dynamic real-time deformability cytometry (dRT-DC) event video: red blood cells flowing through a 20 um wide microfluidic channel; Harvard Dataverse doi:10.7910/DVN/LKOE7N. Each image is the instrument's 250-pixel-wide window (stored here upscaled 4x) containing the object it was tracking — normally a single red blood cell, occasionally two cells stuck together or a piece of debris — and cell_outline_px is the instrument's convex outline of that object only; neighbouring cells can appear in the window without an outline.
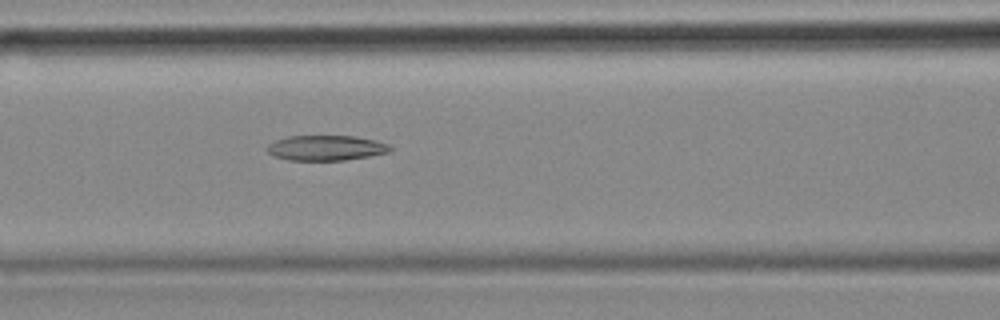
{"species": "common noctule bat (a hibernating species)", "species_latin": "Nyctalus noctula", "temperature_condition": "cold", "stored_images_in_passage": 36, "camera_frame_rate_fps": 3000, "um_per_image_px": 0.085, "animal": {"sex": "female", "body_mass_g": 18.4}, "frame": {"image": 1, "passage_image": 11, "time_ms": 3.333, "image_size_px": [1000, 320], "cell_outline_px": [[392, 152], [344, 160], [288, 160], [276, 156], [268, 152], [264, 148], [268, 144], [276, 140], [288, 136], [356, 136], [376, 140], [392, 144]], "centroid_in_image_um": [27.76, 12.56], "position_along_channel_um": 138.8, "area_um2": 18.21}}